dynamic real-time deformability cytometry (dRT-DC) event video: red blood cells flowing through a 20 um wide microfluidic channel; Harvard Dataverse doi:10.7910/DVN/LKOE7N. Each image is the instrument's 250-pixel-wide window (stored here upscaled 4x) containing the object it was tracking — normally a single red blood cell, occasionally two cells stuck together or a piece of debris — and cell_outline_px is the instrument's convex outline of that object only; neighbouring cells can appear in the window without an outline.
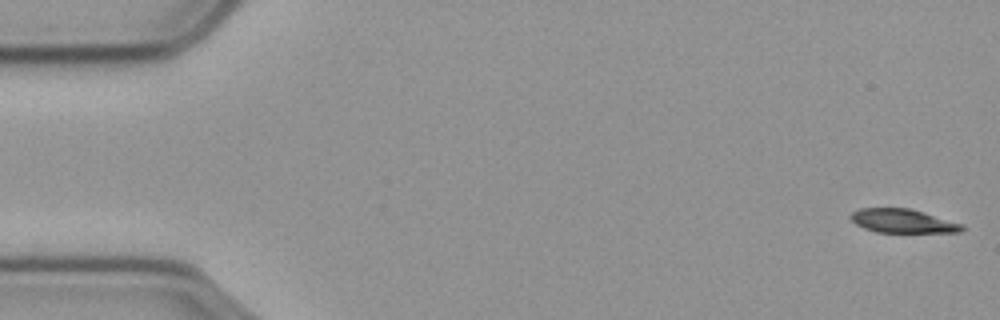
{"species": "common noctule bat (a hibernating species)", "species_latin": "Nyctalus noctula", "temperature_condition": "cold", "stored_images_in_passage": 58, "camera_frame_rate_fps": 3000, "um_per_image_px": 0.085, "animal": {"sex": "male", "body_mass_g": 23.1, "forearm_length_mm": 52.7}, "frame": {"image": 1, "passage_image": 1, "time_ms": 0.0, "image_size_px": [1000, 320], "cell_outline_px": [[964, 228], [960, 232], [876, 232], [864, 228], [856, 224], [848, 216], [852, 212], [860, 208], [908, 208], [964, 224]], "centroid_in_image_um": [76.71, 18.78], "position_along_channel_um": 8.3, "area_um2": 15.32}}
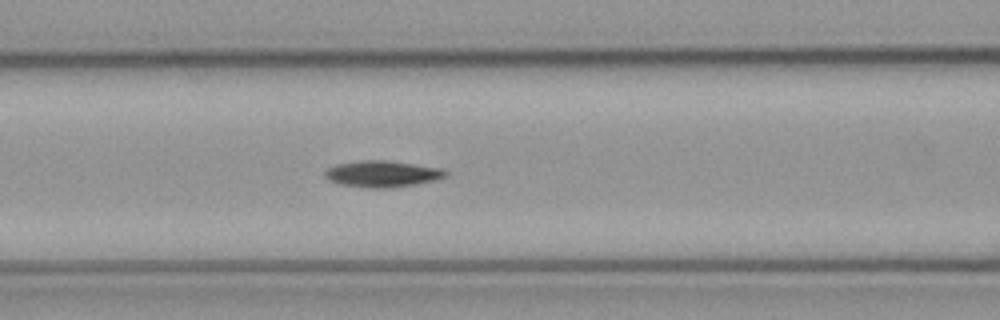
{"frame": {"image": 2, "passage_image": 23, "time_ms": 7.333, "image_size_px": [1000, 320], "cell_outline_px": [[448, 176], [436, 180], [392, 188], [368, 188], [340, 184], [328, 180], [324, 176], [324, 172], [328, 168], [336, 164], [356, 160], [388, 160], [440, 168], [448, 172]], "centroid_in_image_um": [32.47, 14.77], "position_along_channel_um": 134.1, "area_um2": 18.73}}
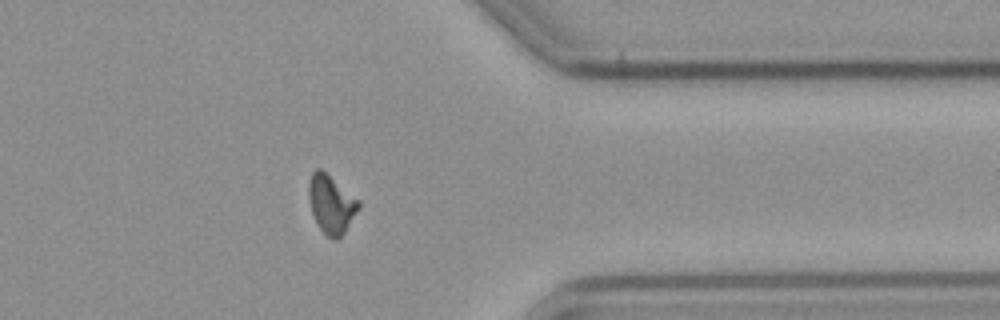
{"frame": {"image": 3, "passage_image": 45, "time_ms": 14.667, "image_size_px": [1000, 320], "cell_outline_px": [[360, 208], [344, 232], [336, 240], [328, 236], [316, 224], [312, 212], [308, 196], [308, 180], [312, 172], [316, 168], [320, 168], [360, 200]], "centroid_in_image_um": [28.14, 17.32], "position_along_channel_um": 383.3, "area_um2": 16.94}, "authors_computed_cell_mechanics": {"area_um2": 17.1955, "velocity_mm_per_s": 3.5855, "shape_relaxation_time_tau1_ms": 5.4678, "shape_relaxation_time_tau2_ms": null, "deformation_change_tau1": 0.1491, "deformation_change_tau2": null}}